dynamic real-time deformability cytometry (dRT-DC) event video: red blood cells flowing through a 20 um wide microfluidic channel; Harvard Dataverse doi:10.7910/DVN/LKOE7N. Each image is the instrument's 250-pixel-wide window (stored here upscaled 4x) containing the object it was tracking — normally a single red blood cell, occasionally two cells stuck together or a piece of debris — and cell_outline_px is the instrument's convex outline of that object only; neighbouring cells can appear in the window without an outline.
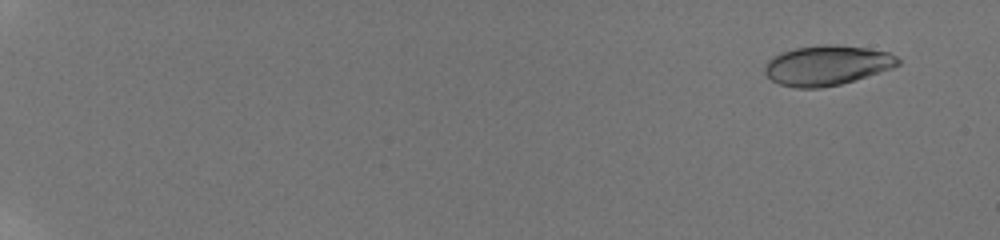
{"species": "human", "species_latin": "Homo sapiens", "temperature_condition": "room temperature", "stored_images_in_passage": 59, "camera_frame_rate_fps": 3000, "um_per_image_px": 0.085, "donor": {"sex": "male"}, "frame": {"image": 1, "passage_image": 5, "time_ms": 1.333, "image_size_px": [1000, 240], "cell_outline_px": [[900, 64], [892, 68], [840, 84], [820, 88], [796, 88], [780, 84], [772, 80], [764, 72], [764, 64], [772, 56], [780, 52], [796, 48], [820, 44], [836, 44], [864, 48], [888, 52], [896, 56], [900, 60]], "centroid_in_image_um": [70.25, 5.55], "position_along_channel_um": 14.8, "area_um2": 30.92}}
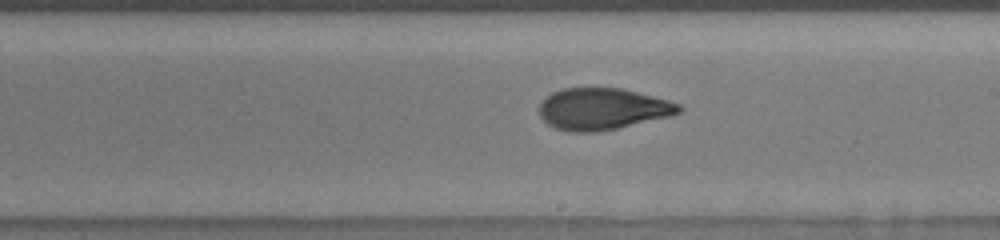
{"frame": {"image": 2, "passage_image": 39, "time_ms": 12.667, "image_size_px": [1000, 240], "cell_outline_px": [[684, 108], [680, 112], [672, 116], [616, 128], [596, 132], [572, 132], [556, 128], [548, 124], [540, 116], [540, 104], [552, 92], [564, 88], [620, 88], [668, 100], [680, 104]], "centroid_in_image_um": [51.24, 9.26], "position_along_channel_um": 237.8, "area_um2": 33.64}}
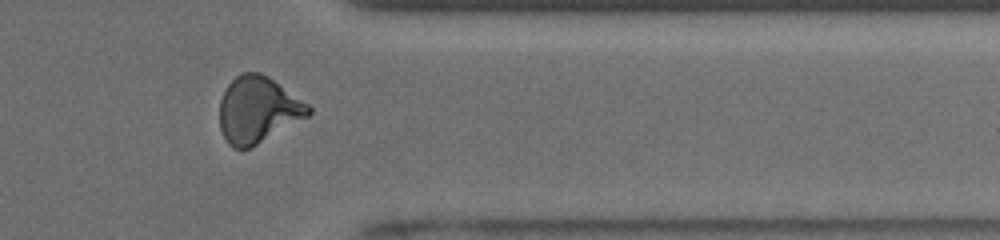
{"frame": {"image": 3, "passage_image": 51, "time_ms": 16.667, "image_size_px": [1000, 240], "cell_outline_px": [[312, 112], [308, 116], [252, 148], [232, 148], [228, 144], [220, 128], [220, 100], [228, 84], [240, 72], [260, 72], [268, 76], [308, 104], [312, 108]], "centroid_in_image_um": [21.92, 9.34], "position_along_channel_um": 389.5, "area_um2": 34.33}, "authors_computed_cell_mechanics": {"area_um2": 33.1772, "velocity_mm_per_s": 3.8596, "shape_relaxation_time_tau1_ms": null, "shape_relaxation_time_tau2_ms": 1.3, "deformation_change_tau1": null, "deformation_change_tau2": 0.0763}}